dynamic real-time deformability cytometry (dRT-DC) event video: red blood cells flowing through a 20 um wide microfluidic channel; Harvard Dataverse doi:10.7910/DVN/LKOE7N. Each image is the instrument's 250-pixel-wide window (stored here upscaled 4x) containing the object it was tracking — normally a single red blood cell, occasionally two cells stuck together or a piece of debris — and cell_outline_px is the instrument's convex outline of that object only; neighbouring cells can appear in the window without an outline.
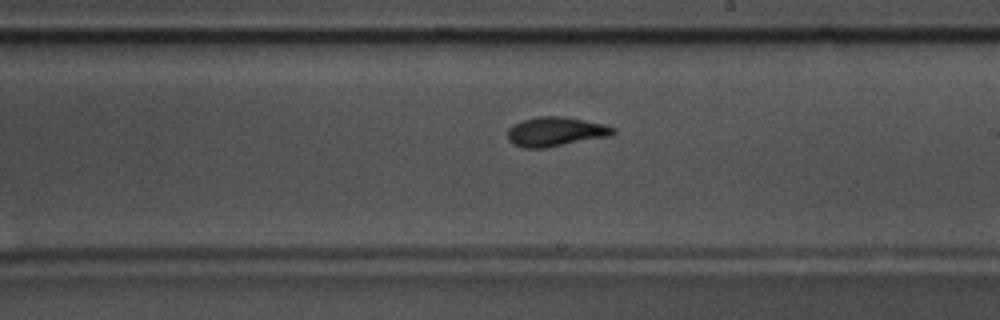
{"species": "common noctule bat (a hibernating species)", "species_latin": "Nyctalus noctula", "temperature_condition": "warm", "stored_images_in_passage": 58, "camera_frame_rate_fps": 3000, "um_per_image_px": 0.085, "animal": {"sex": "male", "body_mass_g": 17.5, "forearm_length_mm": 52.3}, "frame": {"image": 1, "passage_image": 34, "time_ms": 11.0, "image_size_px": [1000, 320], "cell_outline_px": [[616, 132], [612, 136], [544, 148], [524, 148], [512, 144], [508, 140], [508, 128], [524, 120], [536, 116], [564, 116], [604, 124], [616, 128]], "centroid_in_image_um": [47.25, 11.19], "position_along_channel_um": 241.7, "area_um2": 18.15}}
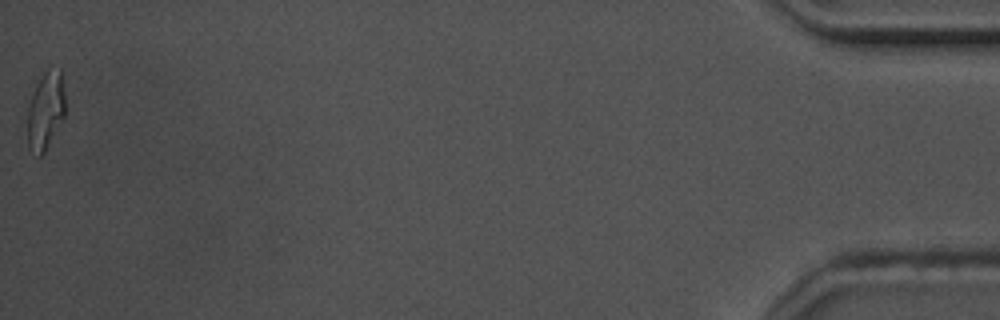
{"frame": {"image": 2, "passage_image": 58, "time_ms": 19.0, "image_size_px": [1000, 320], "cell_outline_px": [[64, 116], [44, 152], [40, 156], [36, 156], [28, 148], [24, 100], [44, 72], [48, 68], [60, 68], [64, 92]], "centroid_in_image_um": [3.77, 9.37], "position_along_channel_um": 431.4, "area_um2": 18.03}, "authors_computed_cell_mechanics": {"area_um2": 16.8776, "velocity_mm_per_s": 3.5937, "shape_relaxation_time_tau1_ms": 3.6231, "shape_relaxation_time_tau2_ms": 2.885, "deformation_change_tau1": 0.1913, "deformation_change_tau2": 0.1043}}